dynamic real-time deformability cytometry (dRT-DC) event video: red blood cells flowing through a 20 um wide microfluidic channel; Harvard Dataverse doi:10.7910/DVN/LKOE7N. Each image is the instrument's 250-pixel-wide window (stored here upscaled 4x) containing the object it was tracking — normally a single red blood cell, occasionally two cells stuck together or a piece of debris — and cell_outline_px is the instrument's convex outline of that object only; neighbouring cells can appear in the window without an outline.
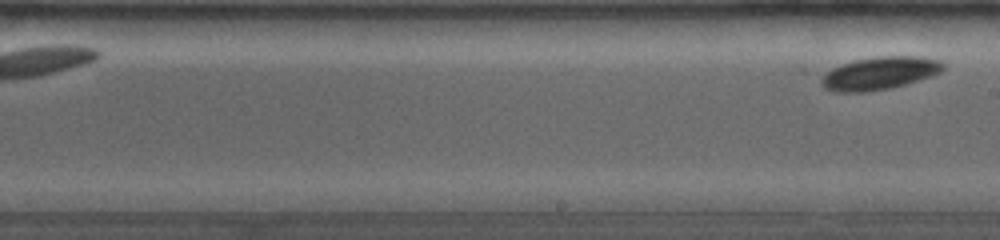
{"species": "common noctule bat (a hibernating species)", "species_latin": "Nyctalus noctula", "temperature_condition": "room temperature", "stored_images_in_passage": 15, "segment_of_instrument_passage": [2, 2], "camera_frame_rate_fps": 4000, "um_per_image_px": 0.085, "animal": {"sex": "female", "body_mass_g": 19.0, "forearm_length_mm": 53.3}, "frame": {"image": 1, "passage_image": 15, "time_ms": 6.5, "image_size_px": [1000, 240], "cell_outline_px": [[944, 68], [940, 72], [932, 76], [904, 84], [888, 88], [864, 92], [836, 92], [824, 88], [820, 84], [820, 80], [832, 68], [856, 60], [880, 56], [920, 56], [940, 60], [944, 64]], "centroid_in_image_um": [74.78, 6.22], "position_along_channel_um": 214.2, "area_um2": 23.0}}